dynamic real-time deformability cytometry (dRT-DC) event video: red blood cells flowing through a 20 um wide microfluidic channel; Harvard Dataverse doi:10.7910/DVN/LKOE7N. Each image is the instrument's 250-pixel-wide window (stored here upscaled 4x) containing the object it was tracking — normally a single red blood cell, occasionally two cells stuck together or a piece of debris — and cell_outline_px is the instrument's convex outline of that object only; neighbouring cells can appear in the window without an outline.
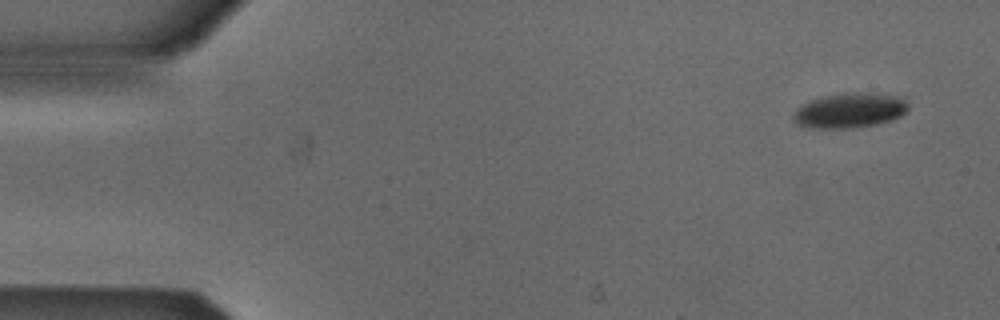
{"species": "Egyptian fruit bat (a non-hibernating species)", "species_latin": "Rousettus aegyptiacus", "temperature_condition": "cold", "stored_images_in_passage": 4, "camera_frame_rate_fps": 3000, "um_per_image_px": 0.085, "animal": {"sex": "male"}, "frame": {"image": 1, "passage_image": 1, "time_ms": 0.0, "image_size_px": [1000, 320], "cell_outline_px": [[908, 108], [900, 116], [892, 120], [876, 124], [852, 128], [808, 128], [796, 124], [792, 120], [792, 116], [796, 108], [800, 104], [808, 100], [820, 96], [848, 92], [868, 92], [900, 96], [908, 104]], "centroid_in_image_um": [72.16, 9.37], "position_along_channel_um": 12.8, "area_um2": 23.87}}
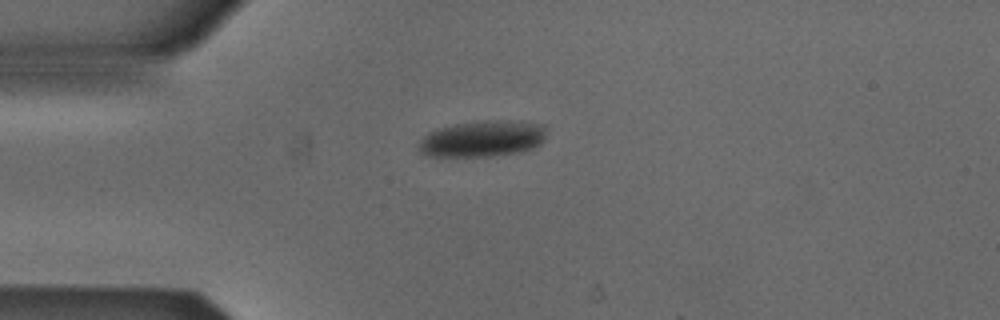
{"frame": {"image": 2, "passage_image": 4, "time_ms": 1.0, "image_size_px": [1000, 320], "cell_outline_px": [[544, 140], [540, 144], [532, 148], [516, 152], [488, 156], [428, 156], [420, 152], [420, 140], [428, 132], [436, 128], [456, 124], [484, 120], [508, 120], [544, 124]], "centroid_in_image_um": [40.99, 11.77], "position_along_channel_um": 44.0, "area_um2": 26.76}}